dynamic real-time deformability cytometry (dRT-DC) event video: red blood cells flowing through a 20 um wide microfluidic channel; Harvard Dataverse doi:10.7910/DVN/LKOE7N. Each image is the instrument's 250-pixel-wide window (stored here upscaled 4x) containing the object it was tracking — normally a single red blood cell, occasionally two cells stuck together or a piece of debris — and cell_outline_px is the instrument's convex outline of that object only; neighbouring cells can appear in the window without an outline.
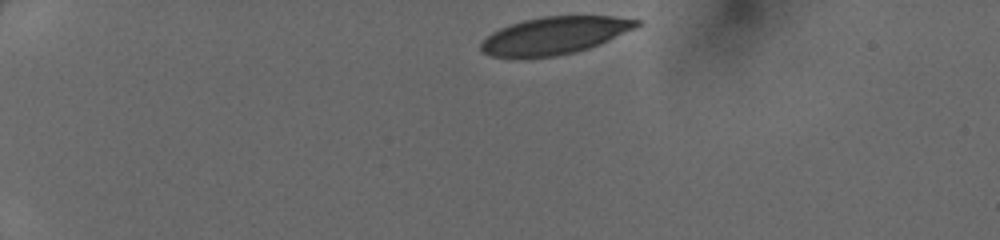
{"species": "human", "species_latin": "Homo sapiens", "temperature_condition": "cold", "stored_images_in_passage": 38, "camera_frame_rate_fps": 3000, "um_per_image_px": 0.085, "donor": {"sex": "female"}, "frame": {"image": 1, "passage_image": 1, "time_ms": 0.0, "image_size_px": [1000, 240], "cell_outline_px": [[640, 24], [600, 44], [576, 52], [556, 56], [524, 60], [520, 60], [492, 56], [480, 52], [480, 44], [492, 32], [500, 28], [524, 20], [544, 16], [612, 16], [640, 20]], "centroid_in_image_um": [47.04, 3.06], "position_along_channel_um": 38.0, "area_um2": 34.22}}
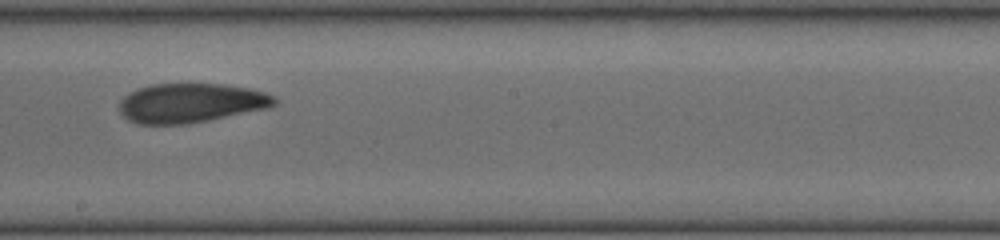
{"frame": {"image": 2, "passage_image": 20, "time_ms": 6.333, "image_size_px": [1000, 240], "cell_outline_px": [[280, 100], [276, 104], [268, 108], [208, 120], [184, 124], [140, 124], [128, 120], [120, 112], [120, 100], [128, 92], [136, 88], [152, 84], [224, 84], [248, 88], [264, 92], [276, 96]], "centroid_in_image_um": [16.23, 8.74], "position_along_channel_um": 232.0, "area_um2": 35.66}}
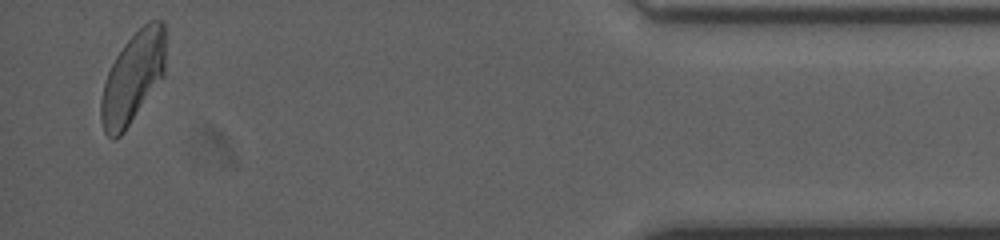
{"frame": {"image": 3, "passage_image": 37, "time_ms": 12.0, "image_size_px": [1000, 240], "cell_outline_px": [[164, 76], [124, 132], [120, 136], [112, 140], [104, 132], [100, 120], [100, 100], [104, 84], [108, 72], [116, 56], [124, 44], [148, 20], [164, 20]], "centroid_in_image_um": [11.27, 6.63], "position_along_channel_um": 423.9, "area_um2": 34.04}}